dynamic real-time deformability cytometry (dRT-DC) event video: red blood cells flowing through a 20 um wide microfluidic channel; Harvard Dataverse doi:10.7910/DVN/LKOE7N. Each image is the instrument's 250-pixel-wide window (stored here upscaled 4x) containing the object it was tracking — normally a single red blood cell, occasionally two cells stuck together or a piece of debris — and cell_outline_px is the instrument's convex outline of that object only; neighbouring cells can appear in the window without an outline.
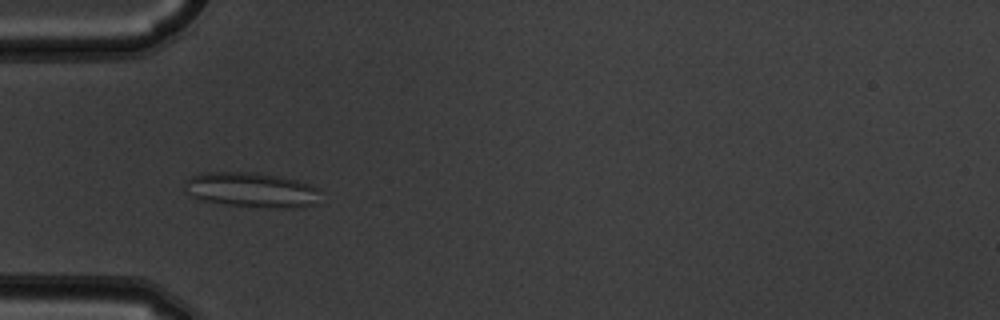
{"species": "common noctule bat (a hibernating species)", "species_latin": "Nyctalus noctula", "temperature_condition": "warm", "stored_images_in_passage": 6, "camera_frame_rate_fps": 3000, "um_per_image_px": 0.085, "animal": {"sex": "male", "body_mass_g": 19.5, "forearm_length_mm": 54.6}, "frame": {"image": 1, "passage_image": 5, "time_ms": 1.333, "image_size_px": [1000, 320], "cell_outline_px": [[320, 188], [316, 204], [296, 208], [284, 208], [228, 204], [200, 200], [192, 196], [188, 192], [184, 184], [184, 180], [192, 176], [204, 172], [256, 172], [280, 176], [312, 184]], "centroid_in_image_um": [21.41, 16.12], "position_along_channel_um": 63.6, "area_um2": 27.63}}
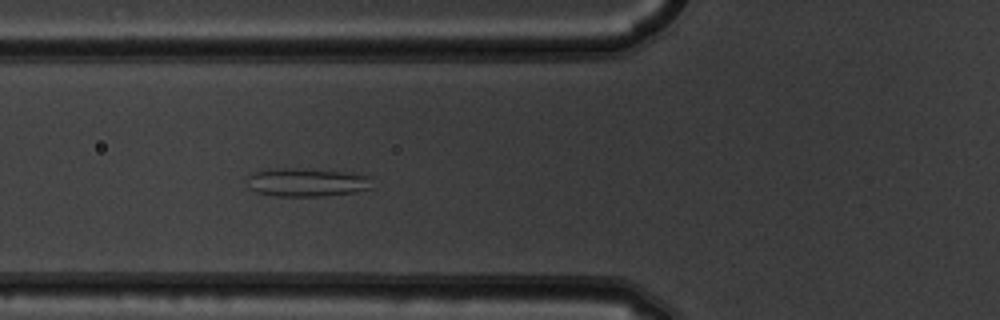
{"frame": {"image": 2, "passage_image": 6, "time_ms": 1.667, "image_size_px": [1000, 320], "cell_outline_px": [[376, 188], [352, 192], [324, 196], [272, 196], [256, 192], [252, 188], [248, 176], [252, 172], [276, 168], [304, 168], [352, 172], [372, 176]], "centroid_in_image_um": [26.21, 15.48], "position_along_channel_um": 99.6, "area_um2": 21.15}}